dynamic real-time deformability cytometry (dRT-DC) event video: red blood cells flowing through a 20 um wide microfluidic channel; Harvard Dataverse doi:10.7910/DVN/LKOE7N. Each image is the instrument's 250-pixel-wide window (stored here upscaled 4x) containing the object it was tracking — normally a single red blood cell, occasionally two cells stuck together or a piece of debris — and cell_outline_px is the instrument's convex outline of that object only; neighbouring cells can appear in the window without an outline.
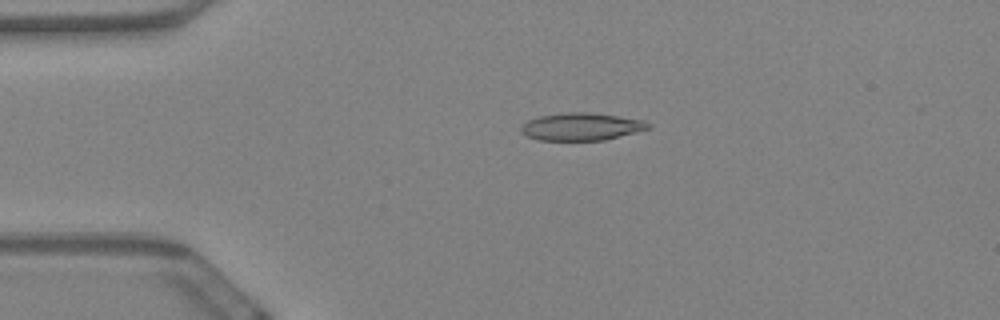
{"species": "Egyptian fruit bat (a non-hibernating species)", "species_latin": "Rousettus aegyptiacus", "temperature_condition": "warm", "stored_images_in_passage": 59, "camera_frame_rate_fps": 3000, "um_per_image_px": 0.085, "animal": {"sex": "female"}, "frame": {"image": 1, "passage_image": 13, "time_ms": 4.0, "image_size_px": [1000, 320], "cell_outline_px": [[652, 128], [604, 140], [540, 140], [528, 136], [520, 132], [520, 128], [528, 120], [540, 116], [568, 112], [588, 112], [644, 120], [652, 124]], "centroid_in_image_um": [49.44, 10.76], "position_along_channel_um": 35.6, "area_um2": 20.29}}
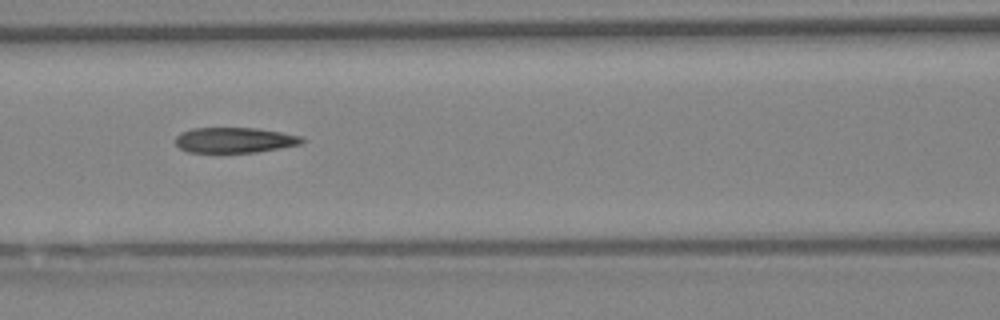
{"frame": {"image": 2, "passage_image": 26, "time_ms": 8.333, "image_size_px": [1000, 320], "cell_outline_px": [[308, 140], [300, 144], [280, 148], [256, 152], [188, 152], [180, 148], [176, 144], [176, 136], [180, 132], [192, 128], [256, 128], [304, 136]], "centroid_in_image_um": [19.97, 11.9], "position_along_channel_um": 146.6, "area_um2": 18.79}}
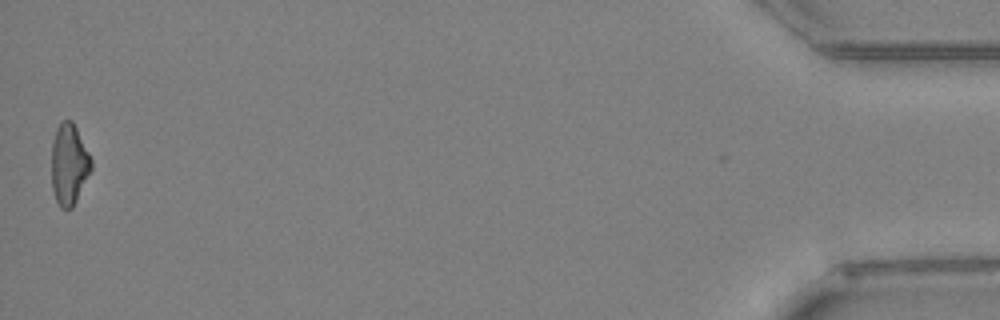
{"frame": {"image": 3, "passage_image": 59, "time_ms": 19.333, "image_size_px": [1000, 320], "cell_outline_px": [[92, 168], [72, 208], [60, 208], [56, 200], [52, 188], [52, 140], [56, 128], [60, 120], [72, 120], [92, 160]], "centroid_in_image_um": [5.85, 13.94], "position_along_channel_um": 429.3, "area_um2": 18.61}, "authors_computed_cell_mechanics": {"area_um2": 19.8254, "velocity_mm_per_s": 3.435, "shape_relaxation_time_tau1_ms": null, "shape_relaxation_time_tau2_ms": 3.7439, "deformation_change_tau1": null, "deformation_change_tau2": 0.1301}}